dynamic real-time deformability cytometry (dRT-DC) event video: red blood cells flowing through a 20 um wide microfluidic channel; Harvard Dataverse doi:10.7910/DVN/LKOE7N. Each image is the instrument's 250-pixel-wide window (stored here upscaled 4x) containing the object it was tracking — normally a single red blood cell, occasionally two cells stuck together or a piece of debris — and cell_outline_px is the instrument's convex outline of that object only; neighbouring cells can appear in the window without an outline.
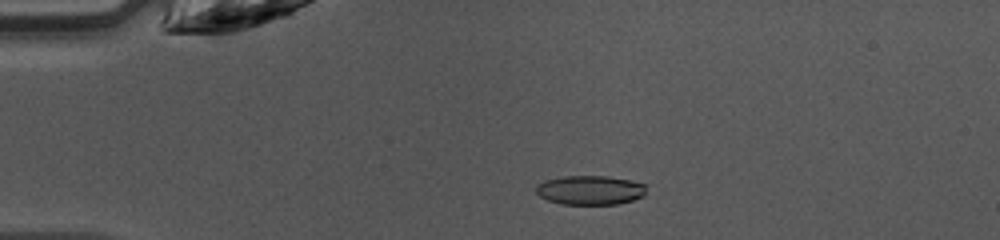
{"species": "common noctule bat (a hibernating species)", "species_latin": "Nyctalus noctula", "temperature_condition": "warm", "stored_images_in_passage": 47, "camera_frame_rate_fps": 3000, "um_per_image_px": 0.085, "animal": {"sex": "female", "body_mass_g": 10.0, "forearm_length_mm": 53.1}, "frame": {"image": 1, "passage_image": 10, "time_ms": 3.0, "image_size_px": [1000, 240], "cell_outline_px": [[648, 184], [644, 196], [632, 200], [616, 204], [560, 204], [548, 200], [540, 196], [536, 192], [536, 184], [544, 180], [564, 176], [608, 176]], "centroid_in_image_um": [50.17, 16.15], "position_along_channel_um": 34.8, "area_um2": 18.9}}
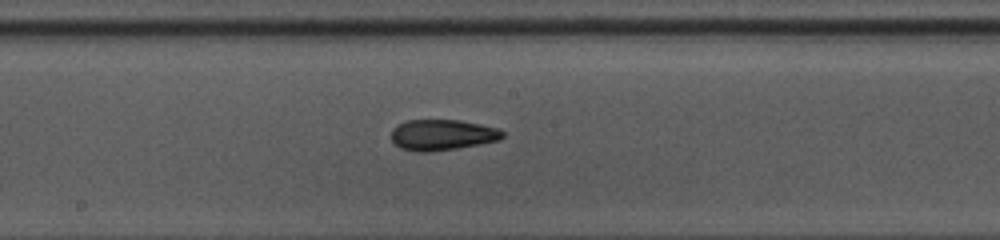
{"frame": {"image": 2, "passage_image": 25, "time_ms": 8.0, "image_size_px": [1000, 240], "cell_outline_px": [[504, 136], [500, 140], [480, 144], [432, 152], [416, 152], [400, 148], [392, 140], [392, 128], [396, 124], [408, 120], [460, 120], [500, 128], [504, 132]], "centroid_in_image_um": [37.6, 11.46], "position_along_channel_um": 210.6, "area_um2": 20.17}}
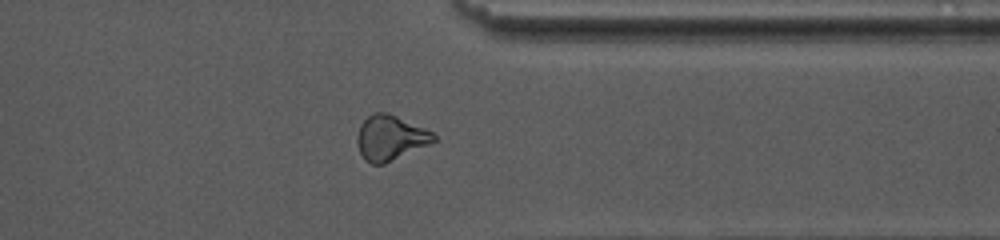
{"frame": {"image": 3, "passage_image": 37, "time_ms": 12.0, "image_size_px": [1000, 240], "cell_outline_px": [[436, 140], [428, 144], [384, 164], [372, 164], [364, 160], [360, 152], [356, 140], [356, 136], [360, 124], [368, 116], [376, 112], [388, 112], [424, 128], [432, 132], [436, 136]], "centroid_in_image_um": [33.13, 11.71], "position_along_channel_um": 378.3, "area_um2": 19.88}, "authors_computed_cell_mechanics": {"area_um2": 19.5364, "velocity_mm_per_s": 4.2708, "shape_relaxation_time_tau1_ms": null, "shape_relaxation_time_tau2_ms": 2.4166, "deformation_change_tau1": null, "deformation_change_tau2": 0.1007}}